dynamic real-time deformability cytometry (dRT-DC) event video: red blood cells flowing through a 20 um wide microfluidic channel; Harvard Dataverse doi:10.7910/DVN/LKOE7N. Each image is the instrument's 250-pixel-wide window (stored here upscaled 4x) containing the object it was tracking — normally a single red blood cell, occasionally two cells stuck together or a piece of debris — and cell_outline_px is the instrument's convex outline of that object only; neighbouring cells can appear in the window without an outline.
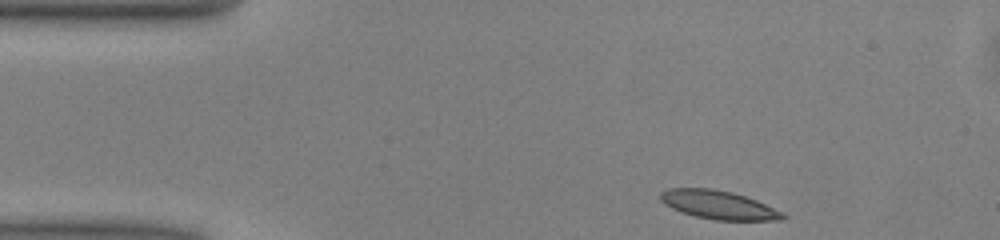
{"species": "common noctule bat (a hibernating species)", "species_latin": "Nyctalus noctula", "temperature_condition": "warm", "stored_images_in_passage": 44, "camera_frame_rate_fps": 3000, "um_per_image_px": 0.085, "animal": {"sex": "male", "body_mass_g": 13.0, "forearm_length_mm": 53.1}, "frame": {"image": 1, "passage_image": 1, "time_ms": 0.0, "image_size_px": [1000, 240], "cell_outline_px": [[788, 216], [784, 220], [716, 220], [696, 216], [680, 212], [664, 204], [660, 200], [660, 192], [668, 188], [712, 188], [732, 192], [756, 200], [784, 212]], "centroid_in_image_um": [61.08, 17.41], "position_along_channel_um": 23.9, "area_um2": 20.46}}
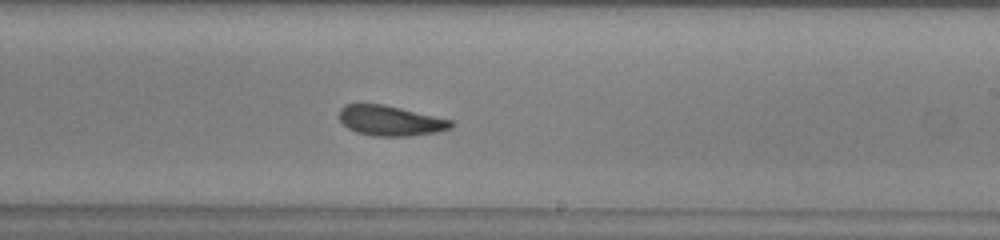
{"frame": {"image": 2, "passage_image": 23, "time_ms": 7.333, "image_size_px": [1000, 240], "cell_outline_px": [[452, 128], [436, 132], [408, 136], [372, 136], [356, 132], [348, 128], [340, 120], [340, 108], [344, 104], [384, 104], [452, 120]], "centroid_in_image_um": [33.16, 10.26], "position_along_channel_um": 255.8, "area_um2": 19.54}}
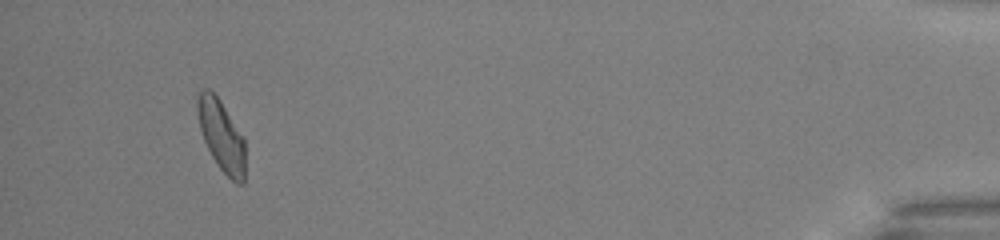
{"frame": {"image": 3, "passage_image": 41, "time_ms": 13.333, "image_size_px": [1000, 240], "cell_outline_px": [[244, 184], [236, 184], [220, 168], [212, 156], [204, 140], [200, 128], [196, 108], [196, 100], [200, 92], [204, 88], [208, 88], [220, 100], [244, 136]], "centroid_in_image_um": [18.82, 11.51], "position_along_channel_um": 416.4, "area_um2": 19.65}, "authors_computed_cell_mechanics": {"area_um2": 20.0566, "velocity_mm_per_s": 4.0147, "shape_relaxation_time_tau1_ms": 5.8215, "shape_relaxation_time_tau2_ms": 2.2265, "deformation_change_tau1": 0.1528, "deformation_change_tau2": 0.1019}}